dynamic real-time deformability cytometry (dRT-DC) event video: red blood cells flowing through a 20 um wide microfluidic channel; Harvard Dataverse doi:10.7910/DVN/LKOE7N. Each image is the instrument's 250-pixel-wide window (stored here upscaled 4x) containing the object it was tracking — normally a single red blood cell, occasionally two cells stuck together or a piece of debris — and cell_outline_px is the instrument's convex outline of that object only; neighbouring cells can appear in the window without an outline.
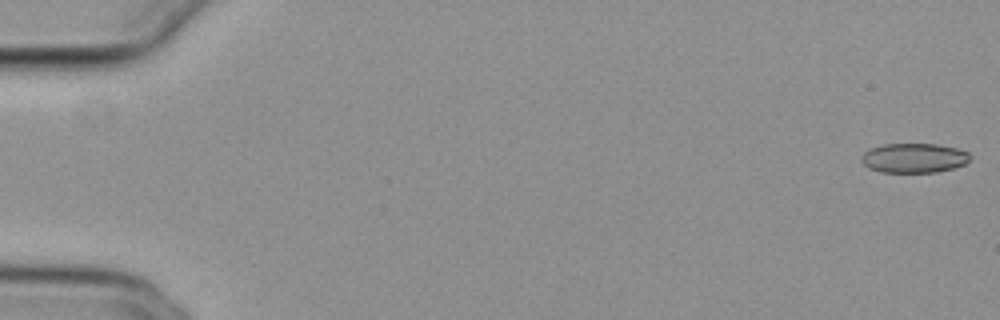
{"species": "common noctule bat (a hibernating species)", "species_latin": "Nyctalus noctula", "temperature_condition": "cold", "stored_images_in_passage": 22, "camera_frame_rate_fps": 3000, "um_per_image_px": 0.085, "animal": {"sex": "female", "body_mass_g": 29.2, "forearm_length_mm": 56.3}, "frame": {"image": 1, "passage_image": 1, "time_ms": 0.0, "image_size_px": [1000, 320], "cell_outline_px": [[972, 156], [964, 164], [952, 168], [936, 172], [880, 172], [868, 168], [860, 160], [864, 152], [872, 148], [884, 144], [936, 144], [956, 148], [968, 152]], "centroid_in_image_um": [77.67, 13.43], "position_along_channel_um": 7.3, "area_um2": 18.61}}
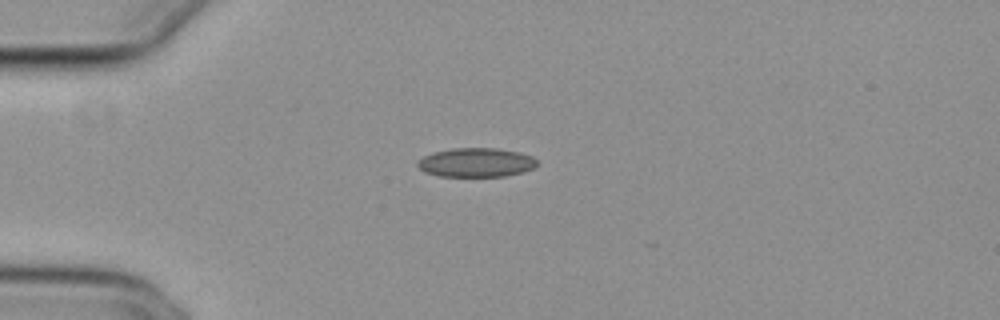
{"frame": {"image": 2, "passage_image": 15, "time_ms": 4.667, "image_size_px": [1000, 320], "cell_outline_px": [[536, 168], [524, 172], [504, 176], [440, 176], [424, 172], [416, 164], [424, 156], [432, 152], [452, 148], [496, 148], [520, 152], [532, 156], [536, 160]], "centroid_in_image_um": [40.49, 13.81], "position_along_channel_um": 44.5, "area_um2": 20.29}}
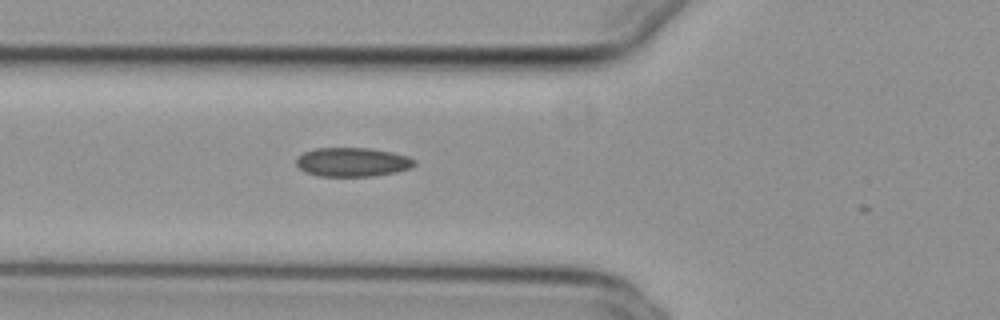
{"frame": {"image": 3, "passage_image": 21, "time_ms": 6.667, "image_size_px": [1000, 320], "cell_outline_px": [[416, 164], [412, 168], [396, 172], [376, 176], [316, 176], [304, 172], [296, 164], [296, 160], [304, 152], [312, 148], [372, 148], [392, 152], [408, 156], [416, 160]], "centroid_in_image_um": [29.98, 13.78], "position_along_channel_um": 95.8, "area_um2": 20.23}}